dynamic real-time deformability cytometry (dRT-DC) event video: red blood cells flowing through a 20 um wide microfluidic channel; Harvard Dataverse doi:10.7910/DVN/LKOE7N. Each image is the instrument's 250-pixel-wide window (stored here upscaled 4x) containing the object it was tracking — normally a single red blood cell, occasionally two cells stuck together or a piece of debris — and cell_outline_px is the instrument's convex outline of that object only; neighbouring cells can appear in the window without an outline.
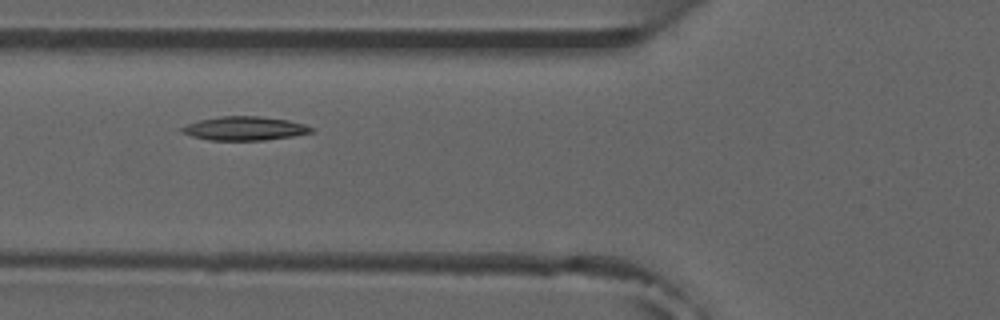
{"species": "common noctule bat (a hibernating species)", "species_latin": "Nyctalus noctula", "temperature_condition": "room temperature", "stored_images_in_passage": 8, "camera_frame_rate_fps": 3000, "um_per_image_px": 0.085, "animal": {"sex": "male", "forearm_length_mm": 52.5}, "frame": {"image": 1, "passage_image": 4, "time_ms": 3.333, "image_size_px": [1000, 320], "cell_outline_px": [[316, 128], [312, 132], [292, 136], [264, 140], [208, 140], [192, 136], [184, 132], [180, 128], [188, 124], [200, 120], [220, 116], [256, 116], [288, 120], [304, 124]], "centroid_in_image_um": [20.83, 10.91], "position_along_channel_um": 105.0, "area_um2": 17.74}}
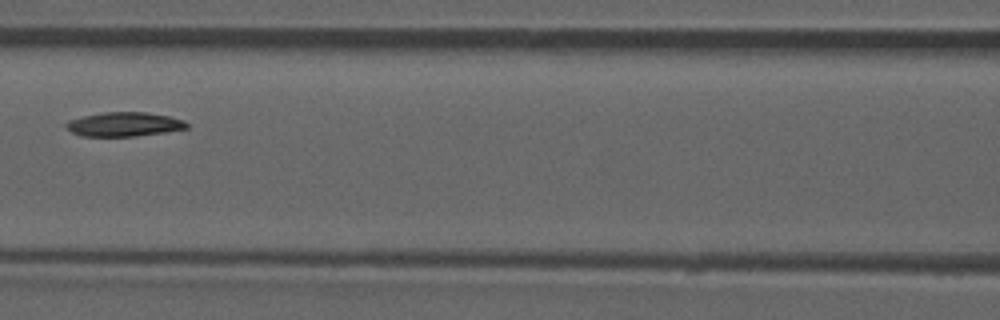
{"frame": {"image": 2, "passage_image": 5, "time_ms": 4.667, "image_size_px": [1000, 320], "cell_outline_px": [[188, 128], [164, 132], [136, 136], [80, 136], [72, 132], [64, 124], [68, 120], [84, 116], [104, 112], [144, 112], [168, 116], [184, 120], [188, 124]], "centroid_in_image_um": [10.54, 10.56], "position_along_channel_um": 156.1, "area_um2": 16.88}}